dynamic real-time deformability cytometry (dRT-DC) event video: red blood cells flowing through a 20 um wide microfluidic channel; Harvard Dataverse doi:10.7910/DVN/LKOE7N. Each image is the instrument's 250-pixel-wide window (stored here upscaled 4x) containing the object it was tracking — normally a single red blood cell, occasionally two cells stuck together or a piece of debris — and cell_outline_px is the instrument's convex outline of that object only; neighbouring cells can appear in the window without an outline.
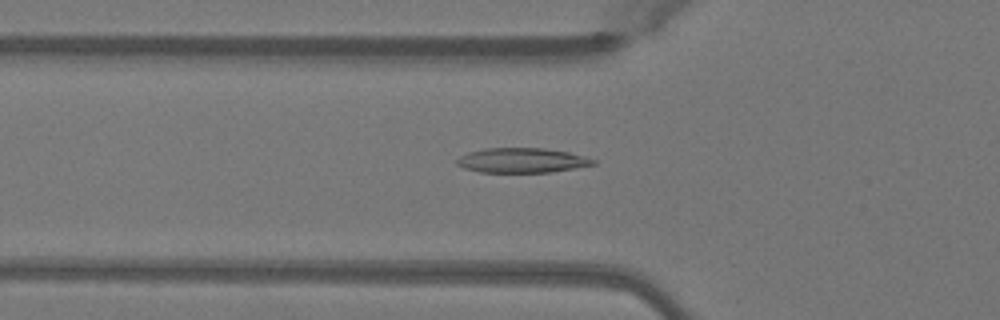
{"species": "Egyptian fruit bat (a non-hibernating species)", "species_latin": "Rousettus aegyptiacus", "temperature_condition": "warm", "stored_images_in_passage": 48, "camera_frame_rate_fps": 3000, "um_per_image_px": 0.085, "animal": {"sex": "female"}, "frame": {"image": 1, "passage_image": 17, "time_ms": 5.333, "image_size_px": [1000, 320], "cell_outline_px": [[596, 164], [552, 172], [480, 172], [464, 168], [456, 164], [456, 160], [460, 156], [468, 152], [484, 148], [544, 148], [568, 152], [596, 160]], "centroid_in_image_um": [44.33, 13.63], "position_along_channel_um": 81.5, "area_um2": 19.59}}
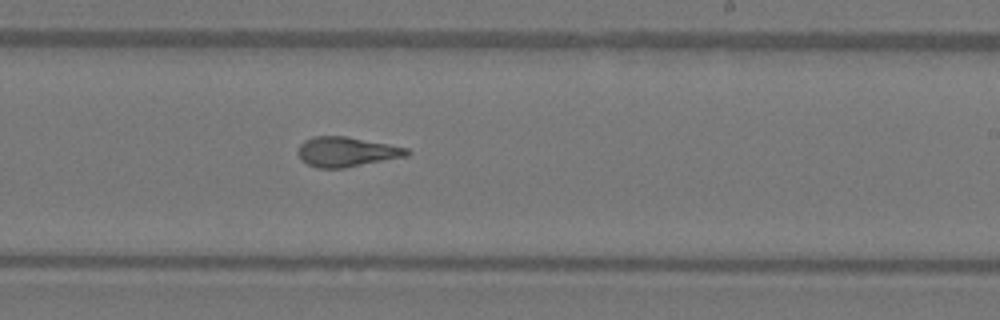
{"frame": {"image": 2, "passage_image": 30, "time_ms": 9.667, "image_size_px": [1000, 320], "cell_outline_px": [[412, 152], [408, 156], [344, 168], [316, 168], [300, 160], [296, 152], [300, 144], [304, 140], [312, 136], [348, 136], [408, 148]], "centroid_in_image_um": [29.43, 12.9], "position_along_channel_um": 259.6, "area_um2": 19.19}}
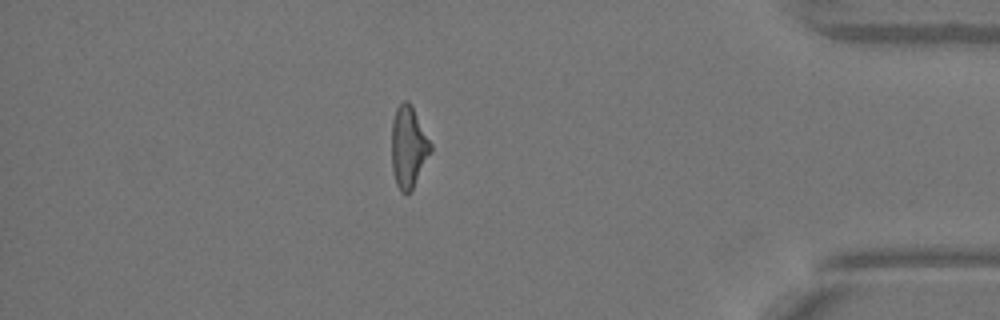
{"frame": {"image": 3, "passage_image": 43, "time_ms": 14.0, "image_size_px": [1000, 320], "cell_outline_px": [[432, 152], [412, 188], [408, 192], [400, 192], [396, 184], [392, 172], [392, 120], [396, 108], [404, 100], [408, 100], [412, 104], [432, 144]], "centroid_in_image_um": [34.72, 12.45], "position_along_channel_um": 400.5, "area_um2": 18.67}}